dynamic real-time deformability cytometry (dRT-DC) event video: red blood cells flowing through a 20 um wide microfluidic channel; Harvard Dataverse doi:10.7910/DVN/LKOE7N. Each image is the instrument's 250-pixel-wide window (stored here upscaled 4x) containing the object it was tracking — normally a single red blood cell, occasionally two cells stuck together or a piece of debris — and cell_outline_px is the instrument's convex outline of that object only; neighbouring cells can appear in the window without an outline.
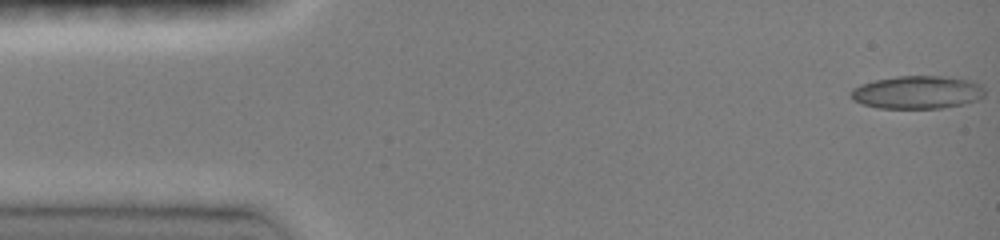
{"species": "common noctule bat (a hibernating species)", "species_latin": "Nyctalus noctula", "temperature_condition": "room temperature", "stored_images_in_passage": 49, "camera_frame_rate_fps": 3000, "um_per_image_px": 0.085, "animal": {"sex": "female", "body_mass_g": 19.0, "forearm_length_mm": 51.5}, "frame": {"image": 1, "passage_image": 1, "time_ms": 0.0, "image_size_px": [1000, 240], "cell_outline_px": [[984, 96], [976, 100], [964, 104], [940, 108], [880, 108], [860, 104], [852, 100], [852, 88], [860, 84], [876, 80], [896, 76], [940, 76], [968, 80], [980, 84], [984, 88]], "centroid_in_image_um": [77.95, 7.85], "position_along_channel_um": 7.0, "area_um2": 25.66}}
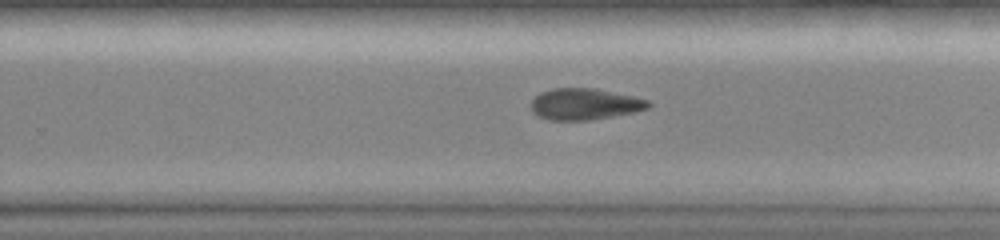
{"frame": {"image": 2, "passage_image": 28, "time_ms": 9.667, "image_size_px": [1000, 240], "cell_outline_px": [[652, 104], [648, 108], [636, 112], [588, 120], [548, 120], [536, 116], [532, 112], [532, 100], [540, 92], [552, 88], [596, 88], [632, 96], [648, 100]], "centroid_in_image_um": [49.68, 8.85], "position_along_channel_um": 280.1, "area_um2": 21.5}}
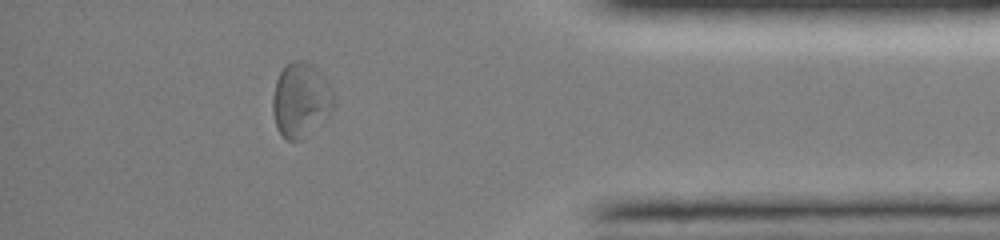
{"frame": {"image": 3, "passage_image": 44, "time_ms": 13.333, "image_size_px": [1000, 240], "cell_outline_px": [[336, 104], [328, 116], [300, 140], [288, 140], [276, 128], [272, 108], [272, 96], [276, 80], [280, 72], [292, 60], [300, 60], [312, 64], [324, 76], [332, 88]], "centroid_in_image_um": [25.58, 8.48], "position_along_channel_um": 409.6, "area_um2": 26.53}}